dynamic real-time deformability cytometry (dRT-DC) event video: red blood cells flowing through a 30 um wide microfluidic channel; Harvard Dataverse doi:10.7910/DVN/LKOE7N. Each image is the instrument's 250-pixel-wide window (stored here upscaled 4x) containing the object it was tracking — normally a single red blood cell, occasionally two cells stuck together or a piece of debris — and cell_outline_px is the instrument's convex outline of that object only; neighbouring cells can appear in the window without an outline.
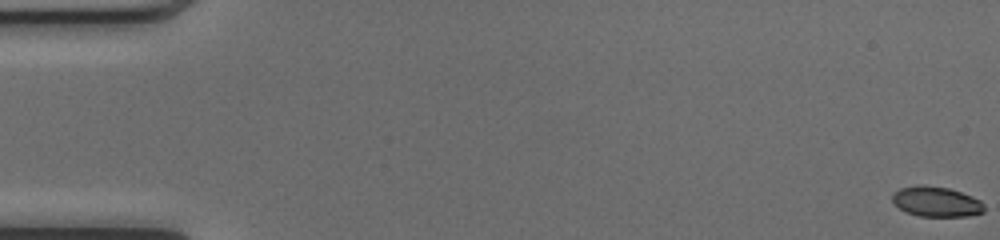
{"species": "common noctule bat (a hibernating species)", "species_latin": "Nyctalus noctula", "temperature_condition": "cold", "stored_images_in_passage": 53, "segment_of_instrument_passage": [1, 2], "camera_frame_rate_fps": 3000, "um_per_image_px": 0.085, "animal": {"sex": "female", "body_mass_g": 17.0, "forearm_length_mm": 48.0}, "frame": {"image": 1, "passage_image": 1, "time_ms": 0.0, "image_size_px": [1000, 240], "cell_outline_px": [[984, 212], [968, 216], [920, 216], [904, 212], [892, 200], [892, 196], [900, 188], [916, 184], [924, 184], [948, 188], [972, 196], [980, 200], [984, 204]], "centroid_in_image_um": [79.59, 17.13], "position_along_channel_um": 5.4, "area_um2": 16.18}}
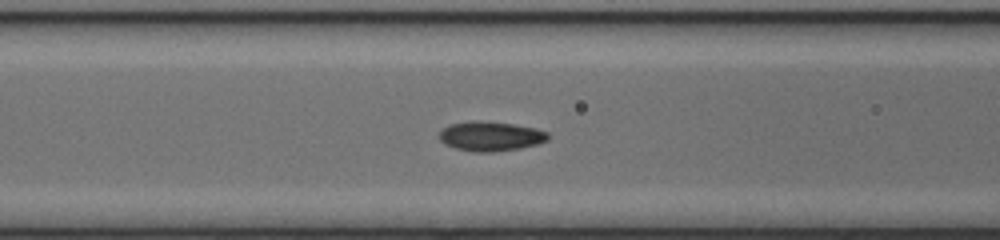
{"frame": {"image": 2, "passage_image": 22, "time_ms": 7.0, "image_size_px": [1000, 240], "cell_outline_px": [[548, 140], [540, 144], [520, 148], [492, 152], [476, 152], [456, 148], [444, 144], [440, 140], [440, 132], [448, 124], [472, 120], [476, 120], [512, 124], [536, 128], [548, 132]], "centroid_in_image_um": [41.71, 11.58], "position_along_channel_um": 124.9, "area_um2": 18.79}}
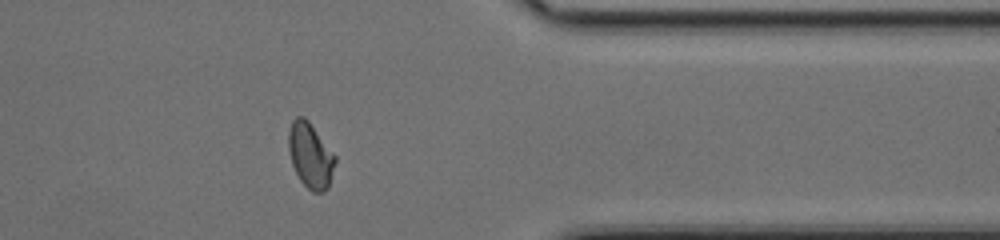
{"frame": {"image": 3, "passage_image": 42, "time_ms": 13.667, "image_size_px": [1000, 240], "cell_outline_px": [[336, 160], [328, 188], [324, 192], [312, 192], [300, 180], [292, 164], [288, 148], [288, 132], [292, 120], [296, 116], [304, 116], [308, 120], [336, 156]], "centroid_in_image_um": [26.38, 13.2], "position_along_channel_um": 385.0, "area_um2": 17.69}}